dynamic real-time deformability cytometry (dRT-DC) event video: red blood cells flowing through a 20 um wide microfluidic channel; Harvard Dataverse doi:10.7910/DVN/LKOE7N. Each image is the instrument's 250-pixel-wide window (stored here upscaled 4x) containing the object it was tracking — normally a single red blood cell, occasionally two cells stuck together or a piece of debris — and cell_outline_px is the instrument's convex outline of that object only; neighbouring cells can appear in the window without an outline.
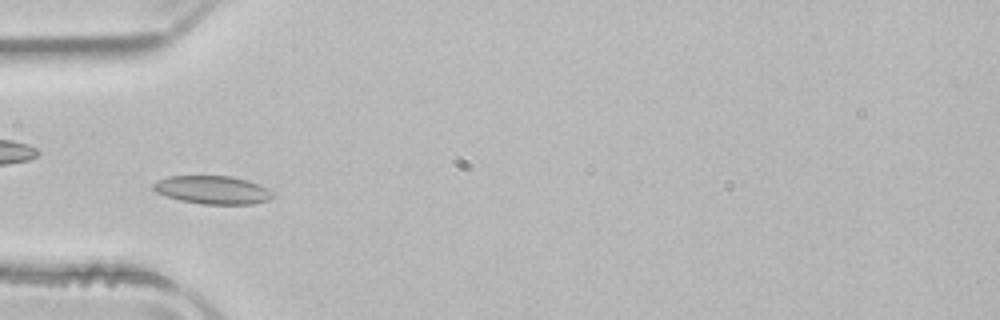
{"species": "common noctule bat (a hibernating species)", "species_latin": "Nyctalus noctula", "temperature_condition": "room temperature", "stored_images_in_passage": 47, "camera_frame_rate_fps": 3000, "um_per_image_px": 0.085, "animal": {"sex": "male", "body_mass_g": 21.5, "forearm_length_mm": 52.0}, "frame": {"image": 1, "passage_image": 11, "time_ms": 3.333, "image_size_px": [1000, 320], "cell_outline_px": [[272, 196], [268, 200], [252, 204], [204, 204], [180, 200], [156, 192], [152, 188], [152, 184], [156, 180], [168, 176], [228, 176], [248, 180], [268, 188], [272, 192]], "centroid_in_image_um": [18.05, 16.13], "position_along_channel_um": 67.0, "area_um2": 19.54}}
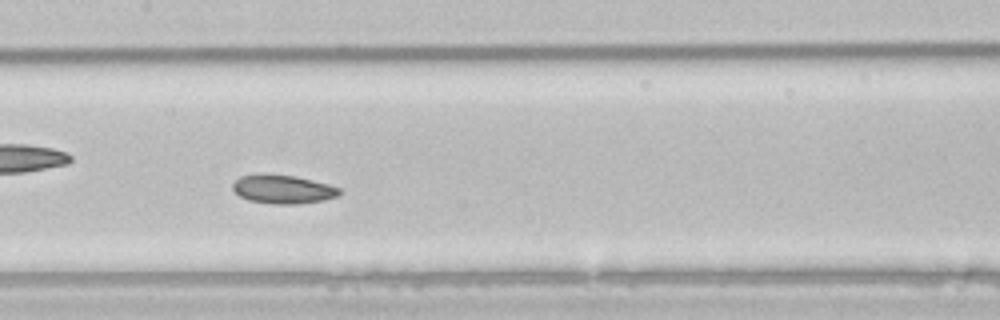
{"frame": {"image": 2, "passage_image": 20, "time_ms": 6.333, "image_size_px": [1000, 320], "cell_outline_px": [[340, 192], [336, 196], [324, 200], [296, 204], [272, 204], [248, 200], [240, 196], [232, 188], [232, 184], [240, 176], [296, 176], [328, 184], [340, 188]], "centroid_in_image_um": [24.07, 16.12], "position_along_channel_um": 183.3, "area_um2": 17.22}}
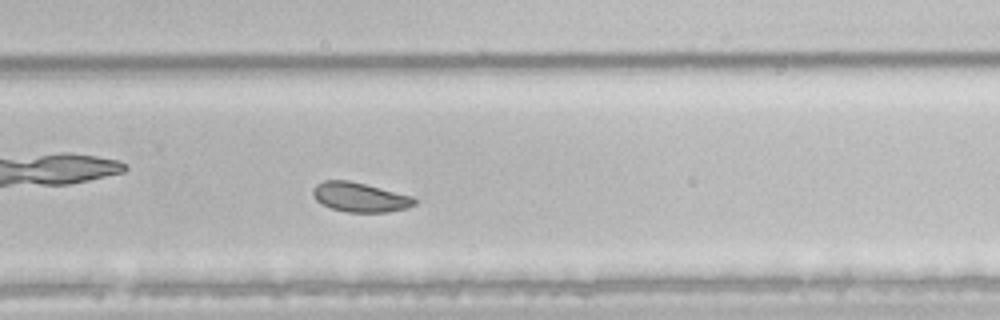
{"frame": {"image": 3, "passage_image": 29, "time_ms": 9.333, "image_size_px": [1000, 320], "cell_outline_px": [[416, 204], [408, 208], [388, 212], [348, 212], [332, 208], [316, 200], [312, 196], [312, 188], [316, 184], [324, 180], [348, 180], [412, 196], [416, 200]], "centroid_in_image_um": [30.58, 16.76], "position_along_channel_um": 299.2, "area_um2": 17.34}, "authors_computed_cell_mechanics": {"area_um2": 19.5364, "velocity_mm_per_s": 3.8782, "shape_relaxation_time_tau1_ms": 1.4065, "shape_relaxation_time_tau2_ms": 2.2471, "deformation_change_tau1": 0.0669, "deformation_change_tau2": 0.067}}